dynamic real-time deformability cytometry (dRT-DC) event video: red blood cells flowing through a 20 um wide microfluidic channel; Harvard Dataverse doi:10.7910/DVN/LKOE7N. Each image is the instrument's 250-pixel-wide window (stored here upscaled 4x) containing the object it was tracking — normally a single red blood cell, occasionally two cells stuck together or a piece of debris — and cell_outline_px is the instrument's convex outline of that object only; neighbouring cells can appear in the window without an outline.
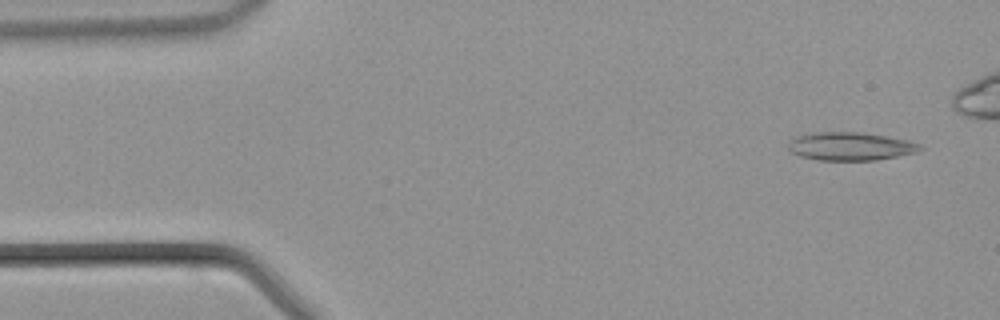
{"species": "common noctule bat (a hibernating species)", "species_latin": "Nyctalus noctula", "temperature_condition": "warm", "stored_images_in_passage": 16, "camera_frame_rate_fps": 3000, "um_per_image_px": 0.085, "animal": {"sex": "male", "body_mass_g": 21.5, "forearm_length_mm": 52.0}, "frame": {"image": 1, "passage_image": 3, "time_ms": 0.667, "image_size_px": [1000, 320], "cell_outline_px": [[924, 148], [916, 152], [876, 160], [820, 160], [800, 156], [792, 152], [788, 148], [788, 140], [796, 136], [812, 132], [860, 132], [888, 136], [908, 140], [920, 144]], "centroid_in_image_um": [72.27, 12.42], "position_along_channel_um": 12.7, "area_um2": 21.73}}
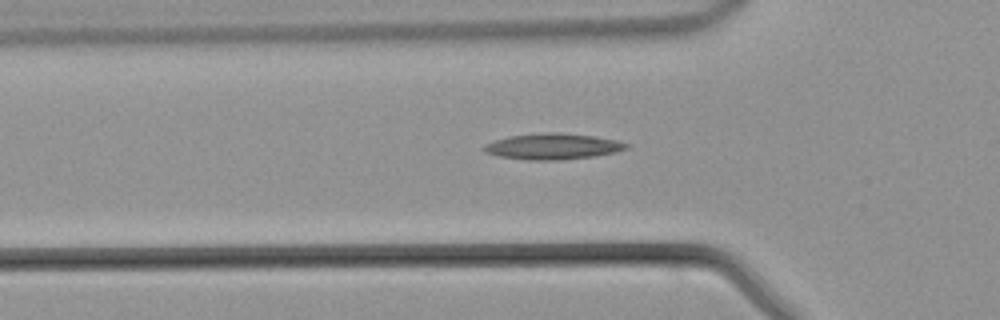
{"frame": {"image": 2, "passage_image": 14, "time_ms": 4.333, "image_size_px": [1000, 320], "cell_outline_px": [[628, 148], [616, 152], [592, 156], [560, 160], [528, 160], [500, 156], [484, 152], [480, 148], [484, 144], [496, 140], [512, 136], [552, 132], [596, 136], [616, 140], [628, 144]], "centroid_in_image_um": [46.98, 12.45], "position_along_channel_um": 78.8, "area_um2": 21.27}}
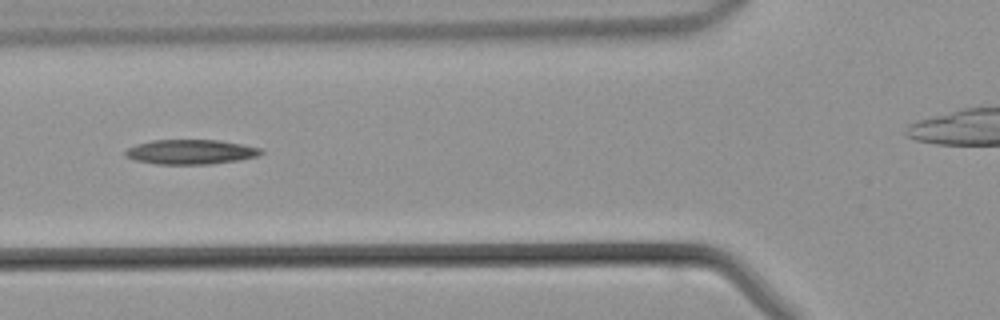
{"frame": {"image": 3, "passage_image": 16, "time_ms": 5.0, "image_size_px": [1000, 320], "cell_outline_px": [[264, 152], [256, 156], [236, 160], [212, 164], [156, 164], [136, 160], [124, 156], [124, 152], [128, 148], [136, 144], [152, 140], [220, 140], [260, 148]], "centroid_in_image_um": [16.16, 12.91], "position_along_channel_um": 109.6, "area_um2": 19.36}}